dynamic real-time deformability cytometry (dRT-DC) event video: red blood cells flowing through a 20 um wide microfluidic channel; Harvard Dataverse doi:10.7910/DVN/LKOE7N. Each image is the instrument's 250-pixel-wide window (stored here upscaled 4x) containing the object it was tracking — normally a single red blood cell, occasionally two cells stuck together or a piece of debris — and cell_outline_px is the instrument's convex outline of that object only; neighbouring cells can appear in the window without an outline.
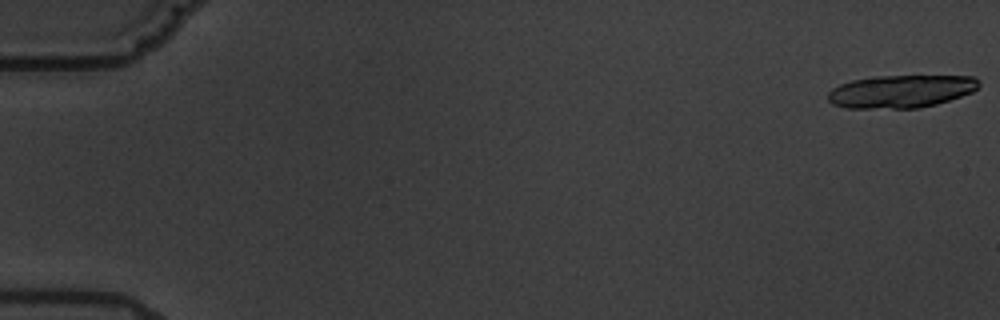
{"species": "common noctule bat (a hibernating species)", "species_latin": "Nyctalus noctula", "temperature_condition": "warm", "stored_images_in_passage": 9, "camera_frame_rate_fps": 3000, "um_per_image_px": 0.085, "animal": {"sex": "male", "body_mass_g": 19.5, "forearm_length_mm": 54.6}, "frame": {"image": 1, "passage_image": 1, "time_ms": 0.0, "image_size_px": [1000, 320], "cell_outline_px": [[980, 84], [972, 92], [936, 104], [920, 108], [844, 108], [832, 104], [828, 100], [828, 92], [832, 88], [840, 84], [852, 80], [876, 76], [976, 76], [980, 80]], "centroid_in_image_um": [76.56, 7.76], "position_along_channel_um": 8.4, "area_um2": 28.9}}
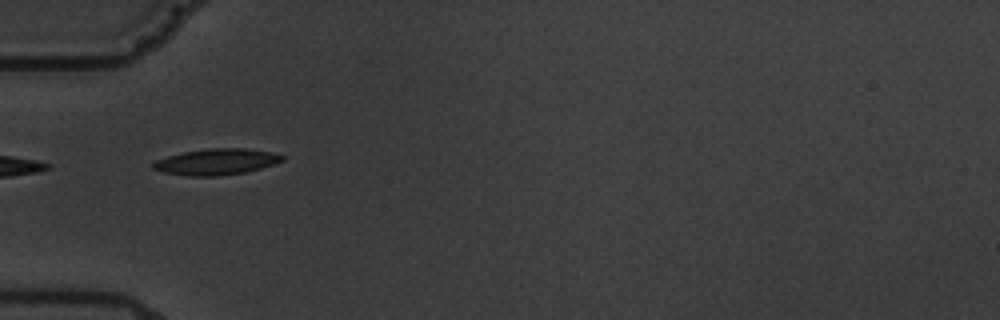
{"frame": {"image": 2, "passage_image": 7, "time_ms": 6.667, "image_size_px": [1000, 320], "cell_outline_px": [[284, 160], [260, 168], [244, 172], [220, 176], [188, 176], [164, 172], [152, 168], [152, 164], [156, 160], [168, 156], [184, 152], [208, 148], [244, 148], [272, 152], [284, 156]], "centroid_in_image_um": [18.38, 13.75], "position_along_channel_um": 66.6, "area_um2": 19.48}}
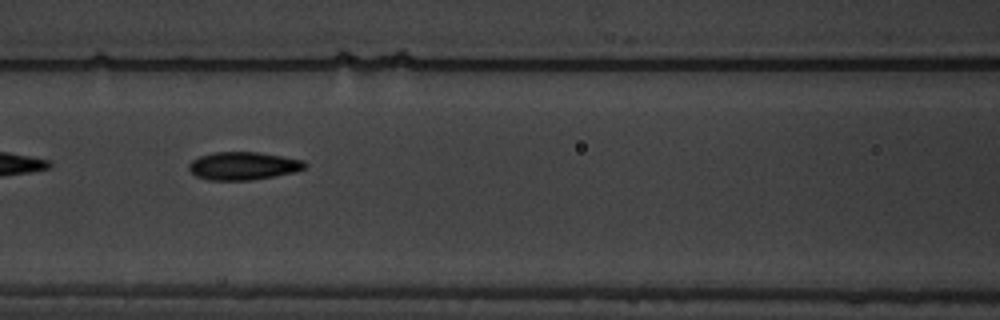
{"frame": {"image": 3, "passage_image": 9, "time_ms": 9.0, "image_size_px": [1000, 320], "cell_outline_px": [[308, 164], [304, 168], [296, 172], [252, 180], [208, 180], [196, 176], [188, 168], [188, 164], [192, 160], [200, 156], [212, 152], [256, 152], [304, 160]], "centroid_in_image_um": [20.67, 14.1], "position_along_channel_um": 145.9, "area_um2": 18.9}}